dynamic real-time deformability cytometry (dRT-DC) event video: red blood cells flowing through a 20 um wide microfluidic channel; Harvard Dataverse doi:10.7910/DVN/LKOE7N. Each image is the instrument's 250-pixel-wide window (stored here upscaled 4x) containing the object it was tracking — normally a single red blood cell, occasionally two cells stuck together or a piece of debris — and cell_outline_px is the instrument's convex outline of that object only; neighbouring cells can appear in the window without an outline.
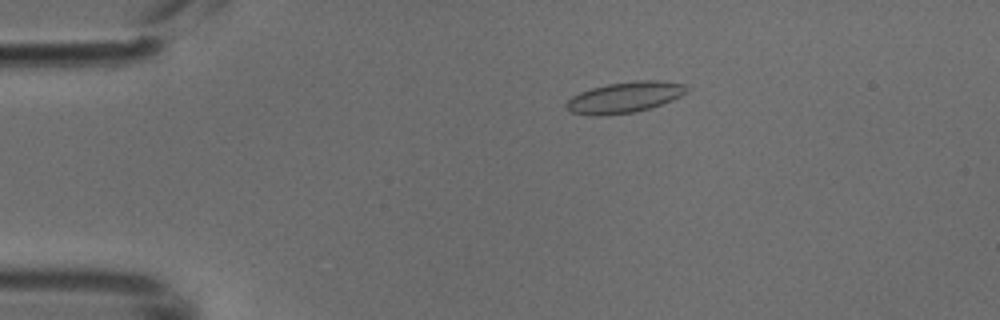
{"species": "common noctule bat (a hibernating species)", "species_latin": "Nyctalus noctula", "temperature_condition": "cold", "stored_images_in_passage": 4, "camera_frame_rate_fps": 3000, "um_per_image_px": 0.085, "animal": {"sex": "male", "body_mass_g": 18.8}, "frame": {"image": 1, "passage_image": 2, "time_ms": 0.333, "image_size_px": [1000, 320], "cell_outline_px": [[688, 92], [672, 100], [636, 112], [596, 116], [572, 112], [564, 108], [564, 104], [572, 96], [580, 92], [592, 88], [608, 84], [636, 80], [660, 80], [684, 84], [688, 88]], "centroid_in_image_um": [53.08, 8.27], "position_along_channel_um": 31.9, "area_um2": 21.62}}
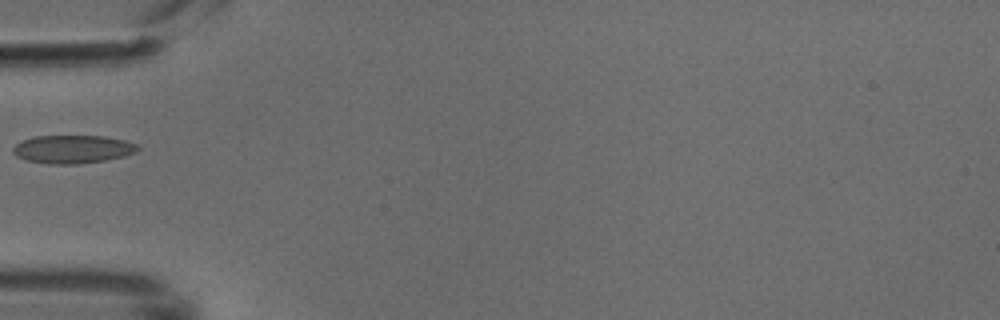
{"frame": {"image": 2, "passage_image": 4, "time_ms": 1.0, "image_size_px": [1000, 320], "cell_outline_px": [[140, 148], [136, 152], [124, 156], [104, 160], [76, 164], [48, 164], [24, 160], [16, 156], [12, 152], [12, 148], [16, 144], [32, 136], [104, 136], [124, 140], [136, 144]], "centroid_in_image_um": [6.14, 12.68], "position_along_channel_um": 78.9, "area_um2": 20.52}}